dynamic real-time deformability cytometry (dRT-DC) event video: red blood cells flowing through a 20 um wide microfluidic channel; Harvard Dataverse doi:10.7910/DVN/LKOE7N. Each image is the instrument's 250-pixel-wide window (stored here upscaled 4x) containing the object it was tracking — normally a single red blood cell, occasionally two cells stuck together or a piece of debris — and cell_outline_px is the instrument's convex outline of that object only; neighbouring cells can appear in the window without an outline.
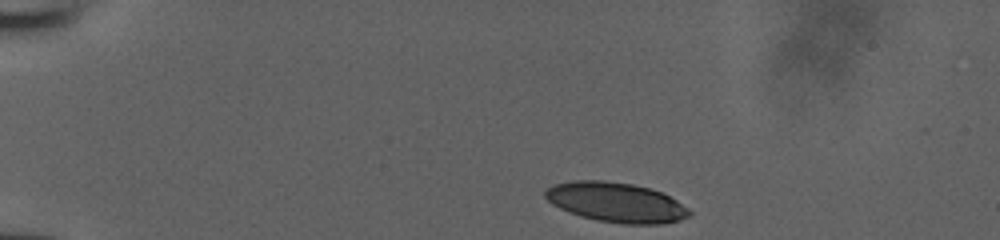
{"species": "human", "species_latin": "Homo sapiens", "temperature_condition": "room temperature", "stored_images_in_passage": 41, "camera_frame_rate_fps": 3000, "um_per_image_px": 0.085, "donor": {"sex": "male"}, "frame": {"image": 1, "passage_image": 1, "time_ms": 0.0, "image_size_px": [1000, 240], "cell_outline_px": [[692, 216], [680, 220], [660, 224], [624, 224], [596, 220], [580, 216], [568, 212], [552, 204], [544, 196], [544, 192], [548, 188], [556, 184], [576, 180], [604, 180], [632, 184], [648, 188], [660, 192], [676, 200], [688, 208], [692, 212]], "centroid_in_image_um": [52.38, 17.21], "position_along_channel_um": 32.6, "area_um2": 33.35}}
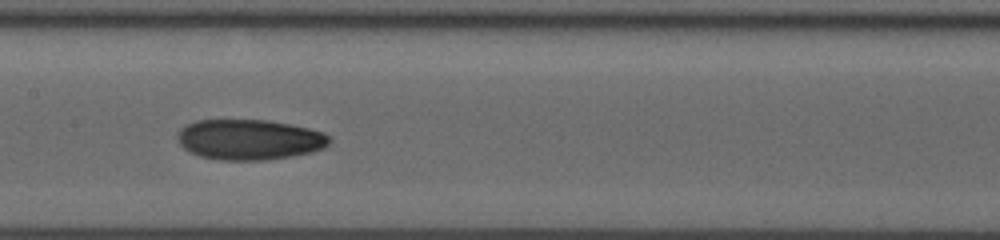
{"frame": {"image": 2, "passage_image": 18, "time_ms": 5.667, "image_size_px": [1000, 240], "cell_outline_px": [[332, 140], [324, 148], [312, 152], [292, 156], [264, 160], [220, 160], [200, 156], [188, 152], [180, 144], [176, 136], [180, 128], [184, 124], [196, 120], [268, 120], [308, 128], [324, 132]], "centroid_in_image_um": [21.17, 11.86], "position_along_channel_um": 186.2, "area_um2": 36.01}}
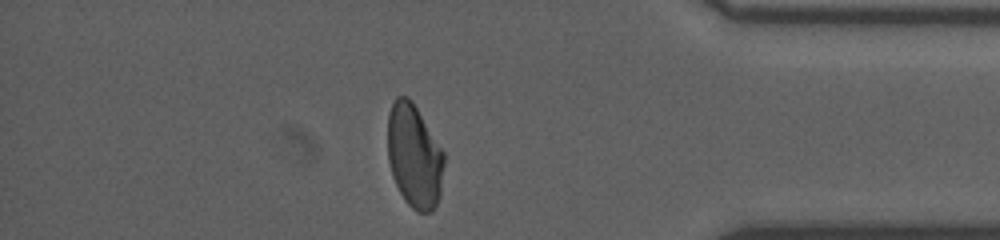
{"frame": {"image": 3, "passage_image": 35, "time_ms": 11.333, "image_size_px": [1000, 240], "cell_outline_px": [[444, 164], [440, 196], [432, 212], [416, 212], [404, 200], [392, 176], [388, 160], [388, 116], [392, 104], [396, 96], [408, 96], [412, 100], [444, 152]], "centroid_in_image_um": [35.21, 13.27], "position_along_channel_um": 400.0, "area_um2": 34.16}}